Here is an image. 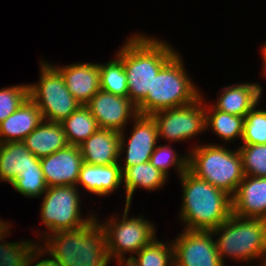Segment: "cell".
Masks as SVG:
<instances>
[{
    "instance_id": "6da1fadb",
    "label": "cell",
    "mask_w": 266,
    "mask_h": 266,
    "mask_svg": "<svg viewBox=\"0 0 266 266\" xmlns=\"http://www.w3.org/2000/svg\"><path fill=\"white\" fill-rule=\"evenodd\" d=\"M164 42L134 36L119 51L128 82V97L137 106L152 89L154 76L176 55Z\"/></svg>"
},
{
    "instance_id": "7a4b0ae2",
    "label": "cell",
    "mask_w": 266,
    "mask_h": 266,
    "mask_svg": "<svg viewBox=\"0 0 266 266\" xmlns=\"http://www.w3.org/2000/svg\"><path fill=\"white\" fill-rule=\"evenodd\" d=\"M183 185L181 218L186 230L211 231L232 215V196L192 174L180 176Z\"/></svg>"
},
{
    "instance_id": "3957f363",
    "label": "cell",
    "mask_w": 266,
    "mask_h": 266,
    "mask_svg": "<svg viewBox=\"0 0 266 266\" xmlns=\"http://www.w3.org/2000/svg\"><path fill=\"white\" fill-rule=\"evenodd\" d=\"M96 221L93 218L83 227L54 232L45 246L48 253L60 266H107L110 258L106 238L101 223Z\"/></svg>"
},
{
    "instance_id": "277c9868",
    "label": "cell",
    "mask_w": 266,
    "mask_h": 266,
    "mask_svg": "<svg viewBox=\"0 0 266 266\" xmlns=\"http://www.w3.org/2000/svg\"><path fill=\"white\" fill-rule=\"evenodd\" d=\"M197 91L176 54L154 76L151 91L137 105L138 113L152 115L161 110L186 106L200 97Z\"/></svg>"
},
{
    "instance_id": "5b68a950",
    "label": "cell",
    "mask_w": 266,
    "mask_h": 266,
    "mask_svg": "<svg viewBox=\"0 0 266 266\" xmlns=\"http://www.w3.org/2000/svg\"><path fill=\"white\" fill-rule=\"evenodd\" d=\"M188 157V170L233 196L245 177L241 155L222 146L196 147Z\"/></svg>"
},
{
    "instance_id": "8992f818",
    "label": "cell",
    "mask_w": 266,
    "mask_h": 266,
    "mask_svg": "<svg viewBox=\"0 0 266 266\" xmlns=\"http://www.w3.org/2000/svg\"><path fill=\"white\" fill-rule=\"evenodd\" d=\"M213 234H223L215 241L218 254L229 255L239 260H253L260 257L266 259V220L260 218H244L231 215L224 223L211 230ZM224 255V256H223Z\"/></svg>"
},
{
    "instance_id": "52a82bcc",
    "label": "cell",
    "mask_w": 266,
    "mask_h": 266,
    "mask_svg": "<svg viewBox=\"0 0 266 266\" xmlns=\"http://www.w3.org/2000/svg\"><path fill=\"white\" fill-rule=\"evenodd\" d=\"M41 69L39 84L29 85V98L37 105L44 120L61 123L81 104L70 93L55 67L44 62Z\"/></svg>"
},
{
    "instance_id": "ba28073f",
    "label": "cell",
    "mask_w": 266,
    "mask_h": 266,
    "mask_svg": "<svg viewBox=\"0 0 266 266\" xmlns=\"http://www.w3.org/2000/svg\"><path fill=\"white\" fill-rule=\"evenodd\" d=\"M129 207L128 204L125 206L124 216L119 224L114 219L110 220L109 224L101 225L106 238L109 258L111 259L112 256L116 259L119 258L120 265L125 262L122 253H138L155 239V229L150 222L143 220L142 217L127 219Z\"/></svg>"
},
{
    "instance_id": "9c48e42d",
    "label": "cell",
    "mask_w": 266,
    "mask_h": 266,
    "mask_svg": "<svg viewBox=\"0 0 266 266\" xmlns=\"http://www.w3.org/2000/svg\"><path fill=\"white\" fill-rule=\"evenodd\" d=\"M76 186L48 187L41 207L43 223L54 233L85 226L92 221L80 217L79 195ZM79 197V198H78Z\"/></svg>"
},
{
    "instance_id": "30bf717a",
    "label": "cell",
    "mask_w": 266,
    "mask_h": 266,
    "mask_svg": "<svg viewBox=\"0 0 266 266\" xmlns=\"http://www.w3.org/2000/svg\"><path fill=\"white\" fill-rule=\"evenodd\" d=\"M201 95L193 103L182 107L165 109L153 113L158 128V137L180 141L195 136L206 129L204 107L201 105Z\"/></svg>"
},
{
    "instance_id": "8fae6325",
    "label": "cell",
    "mask_w": 266,
    "mask_h": 266,
    "mask_svg": "<svg viewBox=\"0 0 266 266\" xmlns=\"http://www.w3.org/2000/svg\"><path fill=\"white\" fill-rule=\"evenodd\" d=\"M174 247V266H223L212 231L184 230Z\"/></svg>"
},
{
    "instance_id": "7c38bea8",
    "label": "cell",
    "mask_w": 266,
    "mask_h": 266,
    "mask_svg": "<svg viewBox=\"0 0 266 266\" xmlns=\"http://www.w3.org/2000/svg\"><path fill=\"white\" fill-rule=\"evenodd\" d=\"M96 119L99 129L123 131L129 116L139 115L137 106L129 99L99 90L85 105ZM131 112L133 114H131Z\"/></svg>"
},
{
    "instance_id": "4fadbf2b",
    "label": "cell",
    "mask_w": 266,
    "mask_h": 266,
    "mask_svg": "<svg viewBox=\"0 0 266 266\" xmlns=\"http://www.w3.org/2000/svg\"><path fill=\"white\" fill-rule=\"evenodd\" d=\"M45 182L48 187L77 186L83 162L79 146L68 145L49 156L40 158Z\"/></svg>"
},
{
    "instance_id": "5bb4252c",
    "label": "cell",
    "mask_w": 266,
    "mask_h": 266,
    "mask_svg": "<svg viewBox=\"0 0 266 266\" xmlns=\"http://www.w3.org/2000/svg\"><path fill=\"white\" fill-rule=\"evenodd\" d=\"M124 143L123 132L98 129L79 146V149L84 163L110 165L118 163Z\"/></svg>"
},
{
    "instance_id": "9a60e30c",
    "label": "cell",
    "mask_w": 266,
    "mask_h": 266,
    "mask_svg": "<svg viewBox=\"0 0 266 266\" xmlns=\"http://www.w3.org/2000/svg\"><path fill=\"white\" fill-rule=\"evenodd\" d=\"M232 214L266 220V177L245 175L232 196Z\"/></svg>"
},
{
    "instance_id": "2e32d148",
    "label": "cell",
    "mask_w": 266,
    "mask_h": 266,
    "mask_svg": "<svg viewBox=\"0 0 266 266\" xmlns=\"http://www.w3.org/2000/svg\"><path fill=\"white\" fill-rule=\"evenodd\" d=\"M135 119L134 129L127 147L125 166L121 168L122 172L127 167L150 162V157L156 148L158 128L155 120L151 115L141 114L137 115Z\"/></svg>"
},
{
    "instance_id": "e0dca14e",
    "label": "cell",
    "mask_w": 266,
    "mask_h": 266,
    "mask_svg": "<svg viewBox=\"0 0 266 266\" xmlns=\"http://www.w3.org/2000/svg\"><path fill=\"white\" fill-rule=\"evenodd\" d=\"M74 98L86 105L100 90L99 64L83 63L56 68Z\"/></svg>"
},
{
    "instance_id": "ac0fdd59",
    "label": "cell",
    "mask_w": 266,
    "mask_h": 266,
    "mask_svg": "<svg viewBox=\"0 0 266 266\" xmlns=\"http://www.w3.org/2000/svg\"><path fill=\"white\" fill-rule=\"evenodd\" d=\"M44 121L37 105L28 97L20 107L0 123V144L24 141Z\"/></svg>"
},
{
    "instance_id": "d6986e66",
    "label": "cell",
    "mask_w": 266,
    "mask_h": 266,
    "mask_svg": "<svg viewBox=\"0 0 266 266\" xmlns=\"http://www.w3.org/2000/svg\"><path fill=\"white\" fill-rule=\"evenodd\" d=\"M122 171L119 163L110 165H90L83 163L77 184H82L89 192L108 195L122 183Z\"/></svg>"
},
{
    "instance_id": "ffe728a7",
    "label": "cell",
    "mask_w": 266,
    "mask_h": 266,
    "mask_svg": "<svg viewBox=\"0 0 266 266\" xmlns=\"http://www.w3.org/2000/svg\"><path fill=\"white\" fill-rule=\"evenodd\" d=\"M43 122L23 141L37 158L49 156L69 145L61 123Z\"/></svg>"
},
{
    "instance_id": "44dd1931",
    "label": "cell",
    "mask_w": 266,
    "mask_h": 266,
    "mask_svg": "<svg viewBox=\"0 0 266 266\" xmlns=\"http://www.w3.org/2000/svg\"><path fill=\"white\" fill-rule=\"evenodd\" d=\"M225 88L217 100L215 109L240 117H245L253 107H256L262 91L261 86L256 83Z\"/></svg>"
},
{
    "instance_id": "7402d4cb",
    "label": "cell",
    "mask_w": 266,
    "mask_h": 266,
    "mask_svg": "<svg viewBox=\"0 0 266 266\" xmlns=\"http://www.w3.org/2000/svg\"><path fill=\"white\" fill-rule=\"evenodd\" d=\"M39 160L23 141L0 144V180L12 184L20 171L34 167Z\"/></svg>"
},
{
    "instance_id": "603a6c76",
    "label": "cell",
    "mask_w": 266,
    "mask_h": 266,
    "mask_svg": "<svg viewBox=\"0 0 266 266\" xmlns=\"http://www.w3.org/2000/svg\"><path fill=\"white\" fill-rule=\"evenodd\" d=\"M167 176L150 162L127 167L122 172V181L125 182L126 205H130L132 195L137 187L148 190L157 189L164 184Z\"/></svg>"
},
{
    "instance_id": "cb8c5ba5",
    "label": "cell",
    "mask_w": 266,
    "mask_h": 266,
    "mask_svg": "<svg viewBox=\"0 0 266 266\" xmlns=\"http://www.w3.org/2000/svg\"><path fill=\"white\" fill-rule=\"evenodd\" d=\"M61 125L68 144L74 146H80L99 129L96 119L85 105H81L64 119Z\"/></svg>"
},
{
    "instance_id": "d4e9b609",
    "label": "cell",
    "mask_w": 266,
    "mask_h": 266,
    "mask_svg": "<svg viewBox=\"0 0 266 266\" xmlns=\"http://www.w3.org/2000/svg\"><path fill=\"white\" fill-rule=\"evenodd\" d=\"M34 245V246H33ZM29 242L5 243L0 245V266H30L38 252L35 244ZM36 249V250H35ZM37 253V255H35ZM35 256V257H34ZM34 266H60L54 258L43 259Z\"/></svg>"
},
{
    "instance_id": "484cf974",
    "label": "cell",
    "mask_w": 266,
    "mask_h": 266,
    "mask_svg": "<svg viewBox=\"0 0 266 266\" xmlns=\"http://www.w3.org/2000/svg\"><path fill=\"white\" fill-rule=\"evenodd\" d=\"M100 89L114 95L128 97V82L123 62L117 58L106 63L99 64Z\"/></svg>"
},
{
    "instance_id": "4316f807",
    "label": "cell",
    "mask_w": 266,
    "mask_h": 266,
    "mask_svg": "<svg viewBox=\"0 0 266 266\" xmlns=\"http://www.w3.org/2000/svg\"><path fill=\"white\" fill-rule=\"evenodd\" d=\"M205 126H211L214 132L224 140H233L243 136L244 117L221 112L213 109V112L205 115Z\"/></svg>"
},
{
    "instance_id": "83f0119b",
    "label": "cell",
    "mask_w": 266,
    "mask_h": 266,
    "mask_svg": "<svg viewBox=\"0 0 266 266\" xmlns=\"http://www.w3.org/2000/svg\"><path fill=\"white\" fill-rule=\"evenodd\" d=\"M16 191L24 196L37 197L44 193L48 186L45 182L40 160L34 167L20 171L16 180L12 183Z\"/></svg>"
},
{
    "instance_id": "f1b7e54d",
    "label": "cell",
    "mask_w": 266,
    "mask_h": 266,
    "mask_svg": "<svg viewBox=\"0 0 266 266\" xmlns=\"http://www.w3.org/2000/svg\"><path fill=\"white\" fill-rule=\"evenodd\" d=\"M169 246V247H168ZM156 241L155 239L144 246L138 253V258L130 257L137 266H169L174 262V247ZM170 261V262H169Z\"/></svg>"
},
{
    "instance_id": "f546056e",
    "label": "cell",
    "mask_w": 266,
    "mask_h": 266,
    "mask_svg": "<svg viewBox=\"0 0 266 266\" xmlns=\"http://www.w3.org/2000/svg\"><path fill=\"white\" fill-rule=\"evenodd\" d=\"M238 150L246 176L266 177V144H244Z\"/></svg>"
},
{
    "instance_id": "4dcf8cb0",
    "label": "cell",
    "mask_w": 266,
    "mask_h": 266,
    "mask_svg": "<svg viewBox=\"0 0 266 266\" xmlns=\"http://www.w3.org/2000/svg\"><path fill=\"white\" fill-rule=\"evenodd\" d=\"M242 140L244 144H266V110L253 107L244 117Z\"/></svg>"
},
{
    "instance_id": "1f68e13d",
    "label": "cell",
    "mask_w": 266,
    "mask_h": 266,
    "mask_svg": "<svg viewBox=\"0 0 266 266\" xmlns=\"http://www.w3.org/2000/svg\"><path fill=\"white\" fill-rule=\"evenodd\" d=\"M29 97V85L11 86L0 90V123L13 114Z\"/></svg>"
},
{
    "instance_id": "d6a6232c",
    "label": "cell",
    "mask_w": 266,
    "mask_h": 266,
    "mask_svg": "<svg viewBox=\"0 0 266 266\" xmlns=\"http://www.w3.org/2000/svg\"><path fill=\"white\" fill-rule=\"evenodd\" d=\"M172 151L169 146L156 147L150 157V163L165 175L168 173L167 169H169V166L176 165L181 176L188 169V157H181L179 159Z\"/></svg>"
},
{
    "instance_id": "836d02e7",
    "label": "cell",
    "mask_w": 266,
    "mask_h": 266,
    "mask_svg": "<svg viewBox=\"0 0 266 266\" xmlns=\"http://www.w3.org/2000/svg\"><path fill=\"white\" fill-rule=\"evenodd\" d=\"M2 220H0V240L3 239V237H5L7 235V231H8V226L7 224H5L4 222H1Z\"/></svg>"
},
{
    "instance_id": "e575fe53",
    "label": "cell",
    "mask_w": 266,
    "mask_h": 266,
    "mask_svg": "<svg viewBox=\"0 0 266 266\" xmlns=\"http://www.w3.org/2000/svg\"><path fill=\"white\" fill-rule=\"evenodd\" d=\"M126 262V264L125 265H127V266H137L136 264H135V262L131 259V258H128L127 260H125Z\"/></svg>"
},
{
    "instance_id": "d590c367",
    "label": "cell",
    "mask_w": 266,
    "mask_h": 266,
    "mask_svg": "<svg viewBox=\"0 0 266 266\" xmlns=\"http://www.w3.org/2000/svg\"><path fill=\"white\" fill-rule=\"evenodd\" d=\"M263 58H264V62H265V67H266V46H264V48H263ZM266 69V68H265ZM265 72H266V70H265Z\"/></svg>"
}]
</instances>
